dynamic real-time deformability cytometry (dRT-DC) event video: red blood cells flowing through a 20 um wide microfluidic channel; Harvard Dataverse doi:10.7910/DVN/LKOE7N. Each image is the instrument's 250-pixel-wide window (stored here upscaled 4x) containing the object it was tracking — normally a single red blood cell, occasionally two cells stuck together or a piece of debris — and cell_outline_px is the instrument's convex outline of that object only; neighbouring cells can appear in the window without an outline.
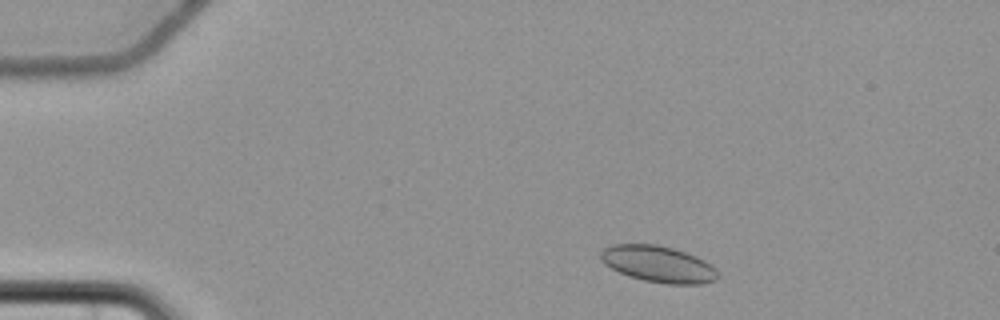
{"species": "common noctule bat (a hibernating species)", "species_latin": "Nyctalus noctula", "temperature_condition": "cold", "stored_images_in_passage": 4, "camera_frame_rate_fps": 3000, "um_per_image_px": 0.085, "animal": {"sex": "female", "body_mass_g": 22.7, "forearm_length_mm": 54.2}, "frame": {"image": 1, "passage_image": 1, "time_ms": 0.0, "image_size_px": [1000, 320], "cell_outline_px": [[716, 280], [704, 284], [668, 284], [644, 280], [628, 276], [604, 264], [600, 260], [600, 252], [604, 248], [612, 244], [656, 244], [672, 248], [696, 256], [704, 260], [716, 268]], "centroid_in_image_um": [55.93, 22.44], "position_along_channel_um": 29.1, "area_um2": 24.8}}
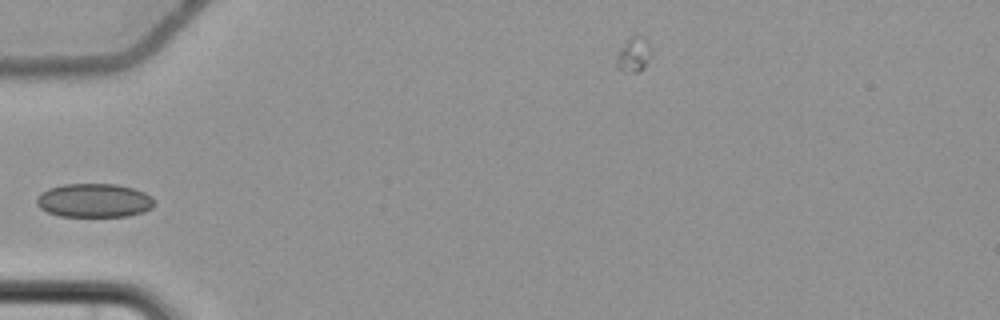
{"frame": {"image": 2, "passage_image": 3, "time_ms": 3.333, "image_size_px": [1000, 320], "cell_outline_px": [[152, 208], [144, 212], [128, 216], [60, 216], [48, 212], [40, 208], [36, 204], [36, 200], [40, 192], [48, 188], [64, 184], [116, 184], [136, 188], [152, 196]], "centroid_in_image_um": [7.99, 17.03], "position_along_channel_um": 77.0, "area_um2": 23.29}}